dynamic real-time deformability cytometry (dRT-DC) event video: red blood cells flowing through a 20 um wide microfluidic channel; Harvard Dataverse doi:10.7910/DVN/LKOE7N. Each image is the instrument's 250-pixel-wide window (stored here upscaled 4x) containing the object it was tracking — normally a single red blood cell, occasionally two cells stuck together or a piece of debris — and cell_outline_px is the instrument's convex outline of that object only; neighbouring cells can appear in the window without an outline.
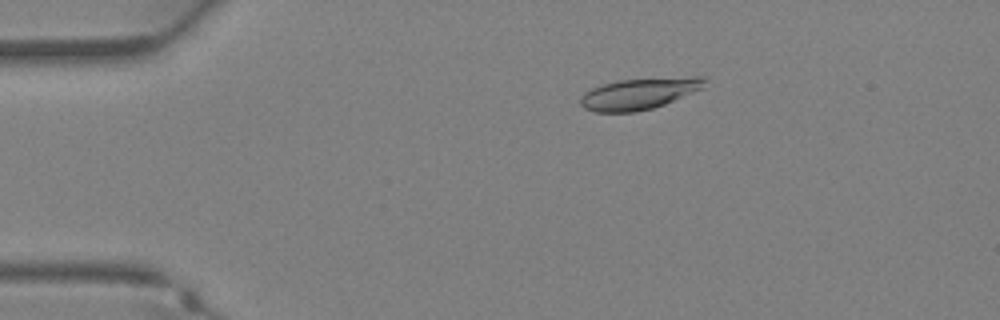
{"species": "Egyptian fruit bat (a non-hibernating species)", "species_latin": "Rousettus aegyptiacus", "temperature_condition": "warm", "stored_images_in_passage": 36, "camera_frame_rate_fps": 3000, "um_per_image_px": 0.085, "animal": {"sex": "female"}, "frame": {"image": 1, "passage_image": 7, "time_ms": 2.0, "image_size_px": [1000, 320], "cell_outline_px": [[708, 76], [704, 88], [664, 104], [652, 108], [636, 112], [596, 112], [584, 108], [580, 104], [580, 96], [584, 92], [592, 88], [604, 84], [620, 80], [692, 76]], "centroid_in_image_um": [54.36, 7.95], "position_along_channel_um": 30.6, "area_um2": 22.77}}
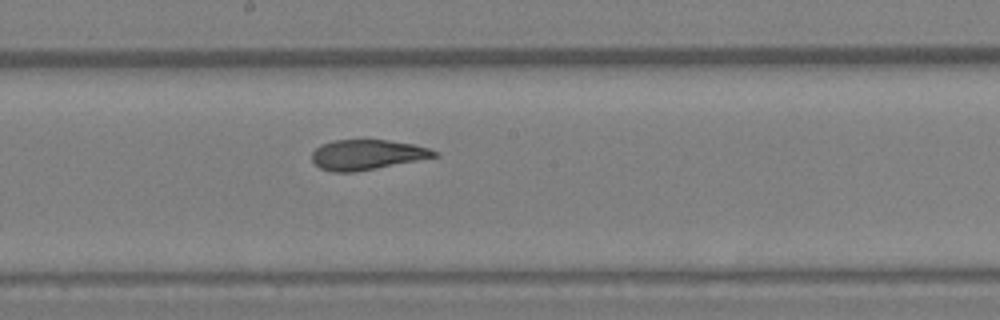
{"frame": {"image": 2, "passage_image": 20, "time_ms": 6.333, "image_size_px": [1000, 320], "cell_outline_px": [[440, 156], [376, 168], [352, 172], [332, 172], [320, 168], [312, 160], [312, 152], [320, 144], [332, 140], [388, 140], [412, 144], [428, 148], [440, 152]], "centroid_in_image_um": [31.2, 13.14], "position_along_channel_um": 217.0, "area_um2": 21.44}}
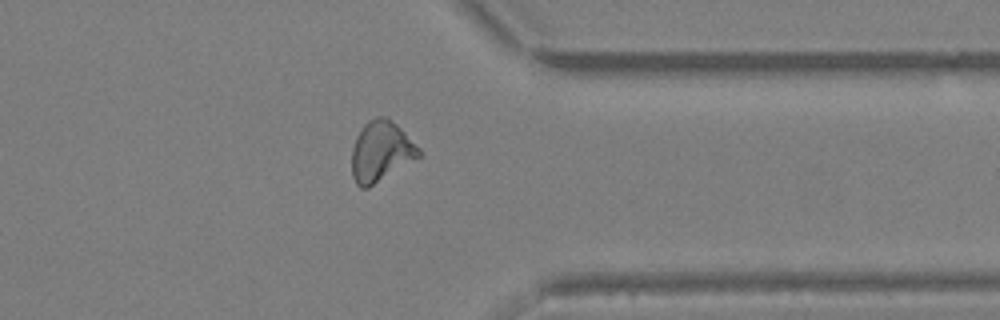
{"frame": {"image": 3, "passage_image": 29, "time_ms": 9.333, "image_size_px": [1000, 320], "cell_outline_px": [[420, 156], [368, 188], [360, 188], [356, 184], [352, 176], [352, 148], [356, 136], [364, 124], [368, 120], [376, 116], [388, 116], [420, 148]], "centroid_in_image_um": [32.35, 12.86], "position_along_channel_um": 379.0, "area_um2": 23.52}}